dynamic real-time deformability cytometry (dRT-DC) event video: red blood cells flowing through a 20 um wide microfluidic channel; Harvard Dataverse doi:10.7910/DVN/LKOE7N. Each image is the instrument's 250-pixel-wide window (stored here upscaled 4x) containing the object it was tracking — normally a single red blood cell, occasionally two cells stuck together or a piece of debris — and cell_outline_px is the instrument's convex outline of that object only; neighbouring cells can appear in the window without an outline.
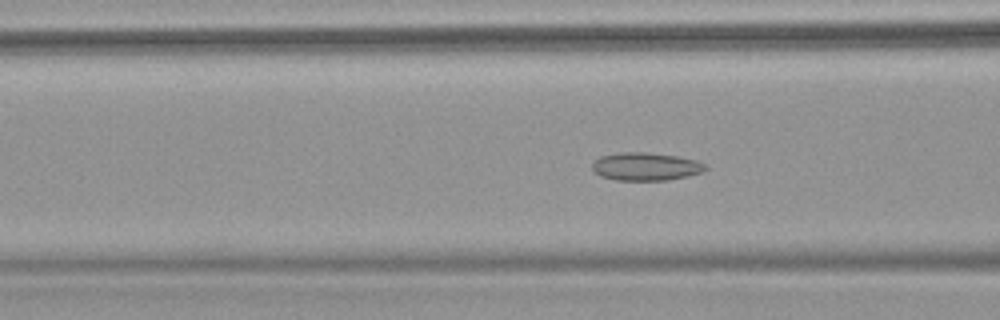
{"species": "common noctule bat (a hibernating species)", "species_latin": "Nyctalus noctula", "temperature_condition": "warm", "stored_images_in_passage": 69, "camera_frame_rate_fps": 3000, "um_per_image_px": 0.085, "animal": {"sex": "female", "body_mass_g": 18.4}, "frame": {"image": 1, "passage_image": 29, "time_ms": 9.333, "image_size_px": [1000, 320], "cell_outline_px": [[708, 168], [704, 172], [688, 176], [668, 180], [616, 180], [600, 176], [592, 172], [592, 164], [600, 156], [620, 152], [648, 152], [676, 156], [696, 160], [704, 164]], "centroid_in_image_um": [54.88, 14.16], "position_along_channel_um": 111.7, "area_um2": 18.61}}
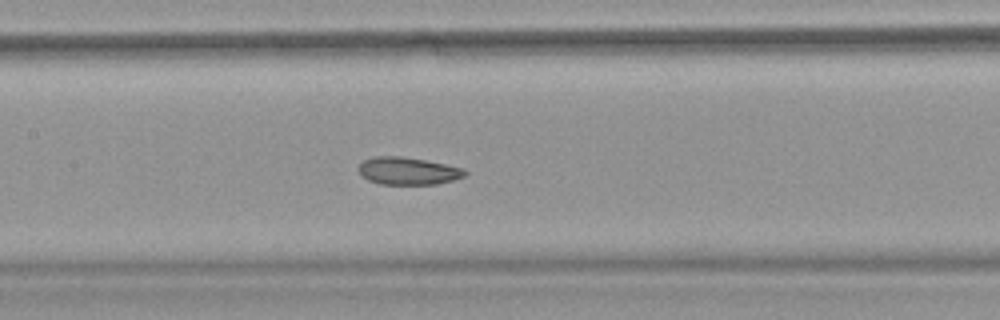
{"frame": {"image": 2, "passage_image": 35, "time_ms": 11.333, "image_size_px": [1000, 320], "cell_outline_px": [[468, 172], [464, 176], [452, 180], [436, 184], [380, 184], [368, 180], [360, 176], [356, 168], [364, 160], [376, 156], [400, 156], [424, 160], [464, 168]], "centroid_in_image_um": [34.63, 14.53], "position_along_channel_um": 172.8, "area_um2": 17.05}}
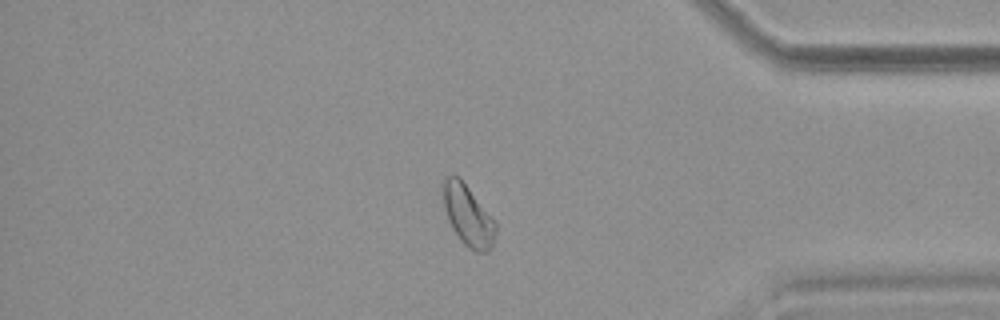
{"frame": {"image": 3, "passage_image": 59, "time_ms": 19.333, "image_size_px": [1000, 320], "cell_outline_px": [[496, 232], [492, 248], [488, 252], [476, 252], [468, 248], [460, 240], [452, 228], [448, 220], [444, 208], [444, 180], [448, 176], [460, 176], [496, 220]], "centroid_in_image_um": [39.83, 18.34], "position_along_channel_um": 395.4, "area_um2": 18.84}}